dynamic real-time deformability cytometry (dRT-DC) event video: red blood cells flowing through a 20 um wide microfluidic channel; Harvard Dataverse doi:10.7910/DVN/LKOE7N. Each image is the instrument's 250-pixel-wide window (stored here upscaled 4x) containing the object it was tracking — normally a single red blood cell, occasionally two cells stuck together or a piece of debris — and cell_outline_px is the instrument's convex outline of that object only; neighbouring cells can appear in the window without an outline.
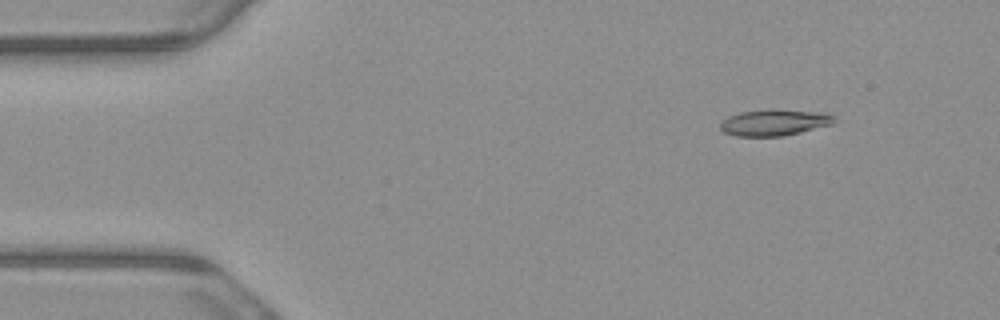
{"species": "common noctule bat (a hibernating species)", "species_latin": "Nyctalus noctula", "temperature_condition": "warm", "stored_images_in_passage": 8, "camera_frame_rate_fps": 3000, "um_per_image_px": 0.085, "animal": {"sex": "male", "body_mass_g": 23.1, "forearm_length_mm": 52.7}, "frame": {"image": 1, "passage_image": 2, "time_ms": 0.333, "image_size_px": [1000, 320], "cell_outline_px": [[836, 120], [832, 124], [784, 136], [736, 136], [724, 132], [720, 128], [720, 120], [728, 116], [740, 112], [828, 112], [836, 116]], "centroid_in_image_um": [65.81, 10.46], "position_along_channel_um": 19.2, "area_um2": 16.65}}
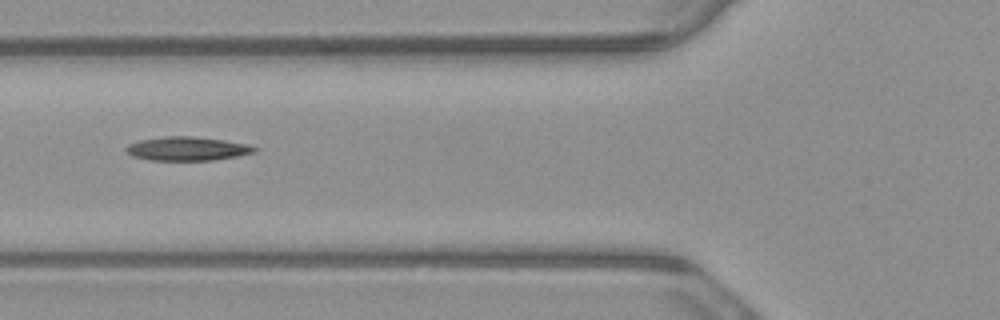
{"frame": {"image": 2, "passage_image": 6, "time_ms": 1.667, "image_size_px": [1000, 320], "cell_outline_px": [[256, 152], [236, 156], [212, 160], [152, 160], [132, 156], [124, 152], [124, 148], [128, 144], [140, 140], [164, 136], [192, 136], [248, 144], [256, 148]], "centroid_in_image_um": [15.85, 12.64], "position_along_channel_um": 110.0, "area_um2": 17.69}}
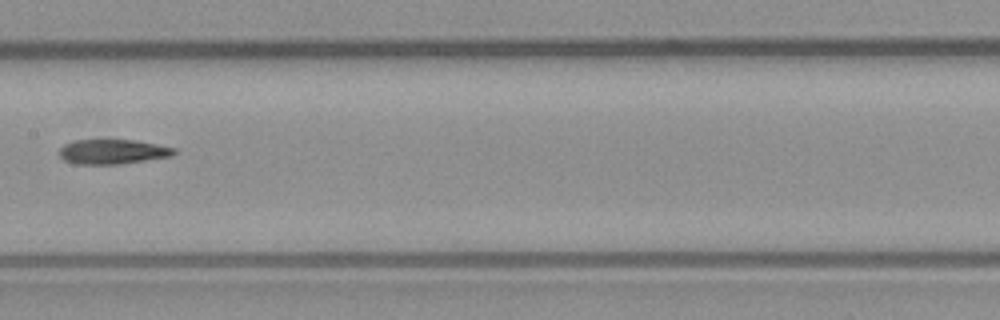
{"frame": {"image": 3, "passage_image": 8, "time_ms": 2.333, "image_size_px": [1000, 320], "cell_outline_px": [[176, 152], [172, 156], [120, 164], [76, 164], [64, 160], [60, 156], [60, 148], [64, 144], [72, 140], [132, 140], [156, 144], [176, 148]], "centroid_in_image_um": [9.56, 12.89], "position_along_channel_um": 197.8, "area_um2": 16.47}}